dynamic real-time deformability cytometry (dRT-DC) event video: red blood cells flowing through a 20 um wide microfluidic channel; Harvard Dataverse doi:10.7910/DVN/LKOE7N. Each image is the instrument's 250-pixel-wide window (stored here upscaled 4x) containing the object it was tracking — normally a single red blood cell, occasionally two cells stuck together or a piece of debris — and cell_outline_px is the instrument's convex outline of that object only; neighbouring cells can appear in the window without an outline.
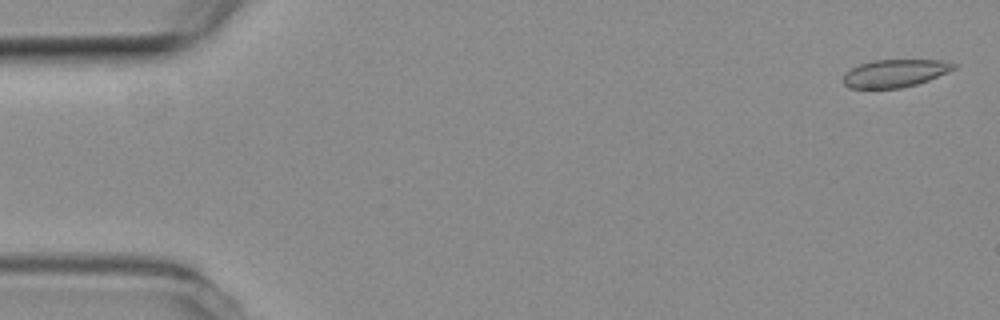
{"species": "common noctule bat (a hibernating species)", "species_latin": "Nyctalus noctula", "temperature_condition": "room temperature", "stored_images_in_passage": 5, "camera_frame_rate_fps": 3000, "um_per_image_px": 0.085, "animal": {"sex": "female", "body_mass_g": 19.3, "forearm_length_mm": 54.1}, "frame": {"image": 1, "passage_image": 1, "time_ms": 0.0, "image_size_px": [1000, 320], "cell_outline_px": [[960, 64], [956, 68], [948, 72], [928, 80], [916, 84], [900, 88], [848, 88], [844, 84], [844, 72], [860, 64], [872, 60], [940, 60]], "centroid_in_image_um": [76.09, 6.22], "position_along_channel_um": 8.9, "area_um2": 17.86}}
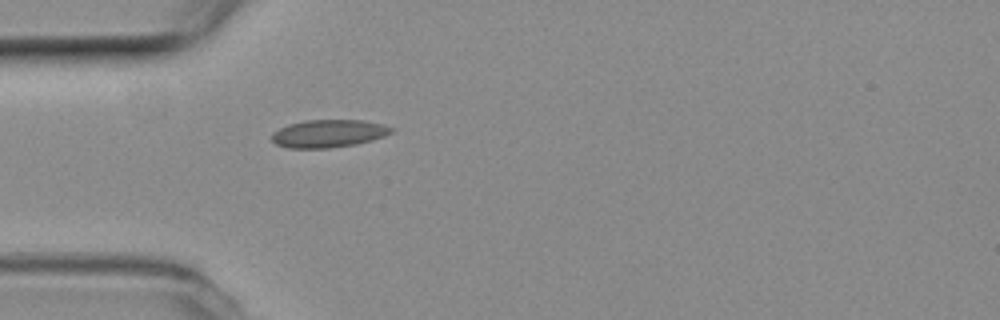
{"frame": {"image": 2, "passage_image": 5, "time_ms": 1.333, "image_size_px": [1000, 320], "cell_outline_px": [[396, 128], [392, 132], [384, 136], [372, 140], [356, 144], [328, 148], [288, 148], [276, 144], [272, 140], [272, 132], [288, 124], [304, 120], [364, 120], [384, 124]], "centroid_in_image_um": [27.95, 11.34], "position_along_channel_um": 57.1, "area_um2": 19.48}}